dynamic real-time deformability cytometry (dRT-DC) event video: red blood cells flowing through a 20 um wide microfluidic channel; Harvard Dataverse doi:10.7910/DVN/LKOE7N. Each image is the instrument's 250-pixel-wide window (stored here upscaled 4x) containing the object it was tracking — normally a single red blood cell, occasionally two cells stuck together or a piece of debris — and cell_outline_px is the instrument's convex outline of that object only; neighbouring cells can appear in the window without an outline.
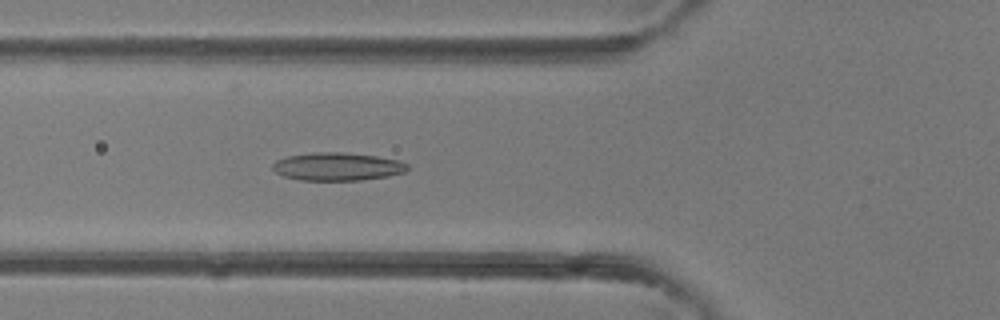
{"species": "common noctule bat (a hibernating species)", "species_latin": "Nyctalus noctula", "temperature_condition": "room temperature", "stored_images_in_passage": 41, "camera_frame_rate_fps": 3000, "um_per_image_px": 0.085, "animal": {"sex": "female"}, "frame": {"image": 1, "passage_image": 15, "time_ms": 4.667, "image_size_px": [1000, 320], "cell_outline_px": [[408, 168], [404, 172], [388, 176], [360, 180], [300, 180], [284, 176], [276, 172], [272, 168], [272, 164], [276, 160], [288, 156], [312, 152], [340, 152], [376, 156], [400, 160], [408, 164]], "centroid_in_image_um": [28.67, 14.15], "position_along_channel_um": 97.1, "area_um2": 21.96}}
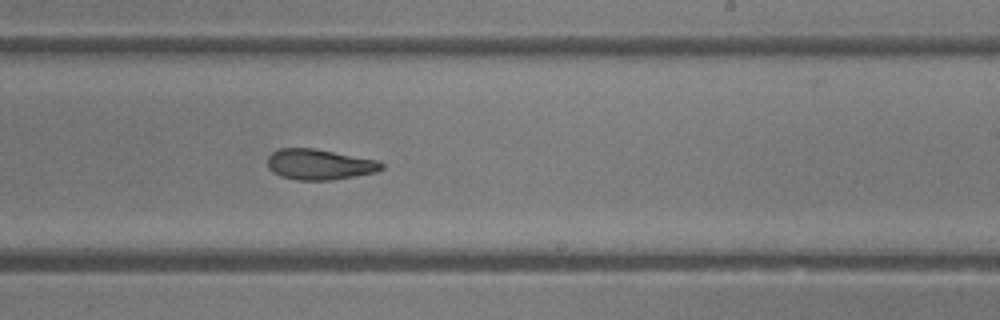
{"frame": {"image": 2, "passage_image": 25, "time_ms": 8.0, "image_size_px": [1000, 320], "cell_outline_px": [[384, 168], [376, 172], [356, 176], [332, 180], [296, 180], [280, 176], [272, 172], [268, 168], [268, 156], [272, 152], [280, 148], [312, 148], [380, 160], [384, 164]], "centroid_in_image_um": [27.17, 13.98], "position_along_channel_um": 261.8, "area_um2": 20.52}}
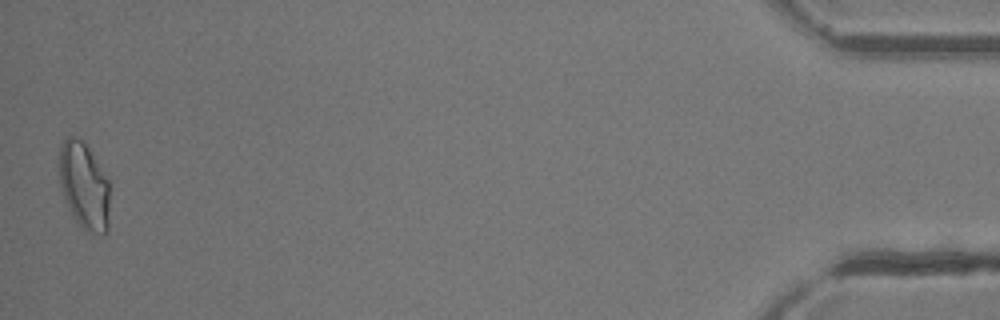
{"frame": {"image": 3, "passage_image": 41, "time_ms": 13.333, "image_size_px": [1000, 320], "cell_outline_px": [[108, 232], [104, 236], [88, 232], [72, 216], [64, 200], [60, 184], [60, 148], [64, 140], [68, 136], [72, 136], [84, 140], [108, 176]], "centroid_in_image_um": [7.17, 15.79], "position_along_channel_um": 428.0, "area_um2": 25.84}}